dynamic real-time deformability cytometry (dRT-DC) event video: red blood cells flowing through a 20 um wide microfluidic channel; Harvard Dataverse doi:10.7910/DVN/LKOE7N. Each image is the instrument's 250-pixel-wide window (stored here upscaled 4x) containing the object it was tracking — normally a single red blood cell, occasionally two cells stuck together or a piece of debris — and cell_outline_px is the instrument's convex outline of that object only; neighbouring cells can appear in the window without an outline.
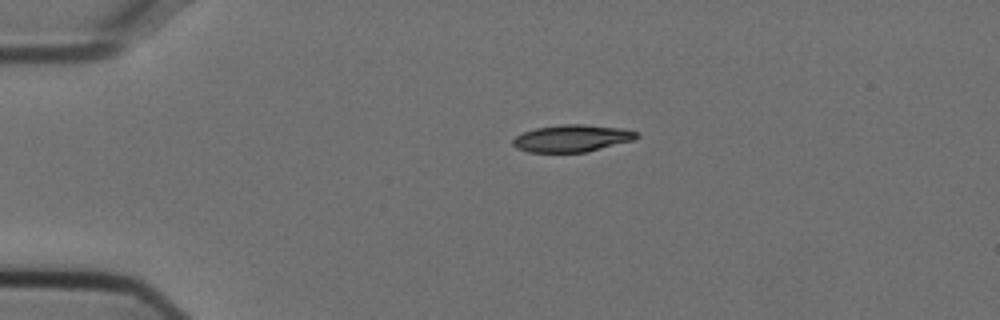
{"species": "Egyptian fruit bat (a non-hibernating species)", "species_latin": "Rousettus aegyptiacus", "temperature_condition": "cold", "stored_images_in_passage": 43, "camera_frame_rate_fps": 3000, "um_per_image_px": 0.085, "animal": {"sex": "female"}, "frame": {"image": 1, "passage_image": 1, "time_ms": 0.0, "image_size_px": [1000, 320], "cell_outline_px": [[640, 136], [632, 140], [588, 152], [528, 152], [516, 148], [512, 144], [512, 140], [516, 136], [524, 132], [536, 128], [560, 124], [584, 124], [620, 128], [640, 132]], "centroid_in_image_um": [48.62, 11.75], "position_along_channel_um": 36.4, "area_um2": 19.59}}
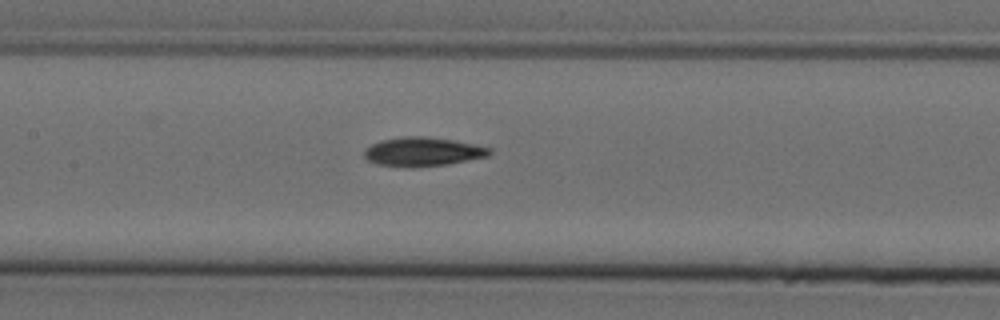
{"frame": {"image": 2, "passage_image": 15, "time_ms": 4.667, "image_size_px": [1000, 320], "cell_outline_px": [[492, 152], [488, 156], [444, 164], [412, 168], [376, 164], [368, 160], [364, 156], [364, 152], [372, 144], [380, 140], [404, 136], [420, 136], [452, 140], [492, 148]], "centroid_in_image_um": [35.9, 12.9], "position_along_channel_um": 171.5, "area_um2": 20.87}}
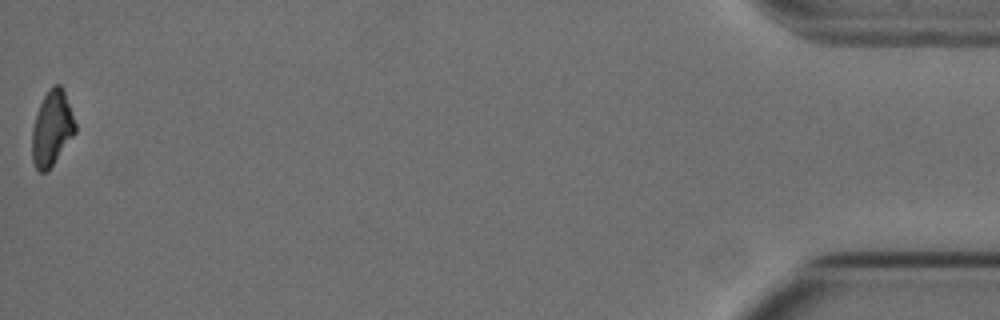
{"frame": {"image": 3, "passage_image": 43, "time_ms": 14.0, "image_size_px": [1000, 320], "cell_outline_px": [[76, 132], [52, 164], [44, 172], [40, 172], [36, 168], [32, 160], [32, 128], [40, 104], [48, 88], [52, 84], [60, 84], [64, 88], [76, 124]], "centroid_in_image_um": [4.42, 10.85], "position_along_channel_um": 430.8, "area_um2": 18.73}, "authors_computed_cell_mechanics": {"area_um2": 20.519, "velocity_mm_per_s": 3.7602, "shape_relaxation_time_tau1_ms": 7.6714, "shape_relaxation_time_tau2_ms": 9.566, "deformation_change_tau1": 0.1805, "deformation_change_tau2": 0.1759}}